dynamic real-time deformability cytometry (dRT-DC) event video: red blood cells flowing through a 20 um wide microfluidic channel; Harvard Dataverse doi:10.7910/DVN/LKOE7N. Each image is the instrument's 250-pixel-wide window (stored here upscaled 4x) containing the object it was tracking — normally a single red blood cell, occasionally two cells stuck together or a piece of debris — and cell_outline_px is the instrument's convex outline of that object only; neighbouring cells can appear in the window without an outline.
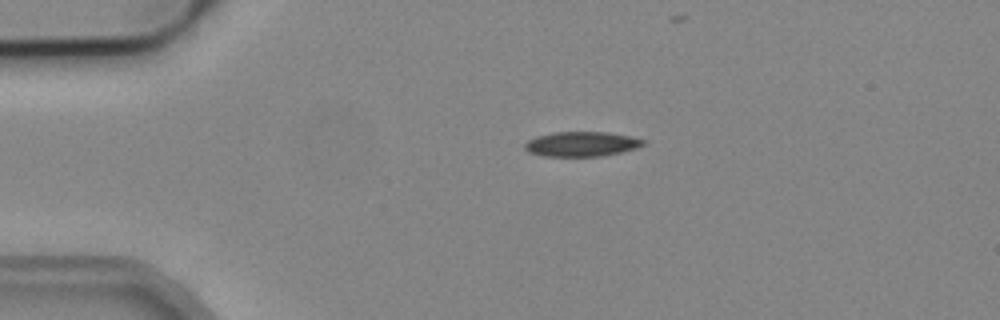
{"species": "common noctule bat (a hibernating species)", "species_latin": "Nyctalus noctula", "temperature_condition": "cold", "stored_images_in_passage": 4, "camera_frame_rate_fps": 3000, "um_per_image_px": 0.085, "animal": {"sex": "male", "body_mass_g": 19.2, "forearm_length_mm": 51.8}, "frame": {"image": 1, "passage_image": 4, "time_ms": 1.0, "image_size_px": [1000, 320], "cell_outline_px": [[648, 140], [644, 144], [636, 148], [620, 152], [600, 156], [544, 156], [528, 152], [524, 148], [524, 144], [528, 140], [536, 136], [552, 132], [608, 132]], "centroid_in_image_um": [49.41, 12.24], "position_along_channel_um": 35.6, "area_um2": 17.11}}